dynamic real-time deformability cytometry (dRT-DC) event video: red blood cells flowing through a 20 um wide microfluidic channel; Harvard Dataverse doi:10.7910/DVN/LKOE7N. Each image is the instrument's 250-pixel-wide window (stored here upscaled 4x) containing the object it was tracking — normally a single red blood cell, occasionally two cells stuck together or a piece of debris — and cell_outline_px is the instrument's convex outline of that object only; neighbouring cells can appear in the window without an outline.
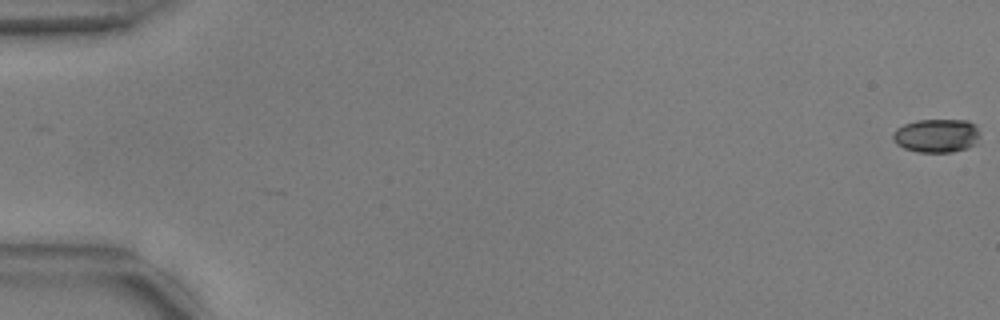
{"species": "common noctule bat (a hibernating species)", "species_latin": "Nyctalus noctula", "temperature_condition": "warm", "stored_images_in_passage": 3, "camera_frame_rate_fps": 3000, "um_per_image_px": 0.085, "animal": {"sex": "male", "body_mass_g": 17.9, "forearm_length_mm": 54.2}, "frame": {"image": 1, "passage_image": 1, "time_ms": 0.0, "image_size_px": [1000, 320], "cell_outline_px": [[980, 136], [976, 144], [968, 148], [952, 152], [920, 152], [904, 148], [896, 144], [892, 136], [892, 132], [896, 128], [904, 124], [916, 120], [968, 120], [976, 124], [980, 132]], "centroid_in_image_um": [79.64, 11.52], "position_along_channel_um": 5.4, "area_um2": 17.34}}